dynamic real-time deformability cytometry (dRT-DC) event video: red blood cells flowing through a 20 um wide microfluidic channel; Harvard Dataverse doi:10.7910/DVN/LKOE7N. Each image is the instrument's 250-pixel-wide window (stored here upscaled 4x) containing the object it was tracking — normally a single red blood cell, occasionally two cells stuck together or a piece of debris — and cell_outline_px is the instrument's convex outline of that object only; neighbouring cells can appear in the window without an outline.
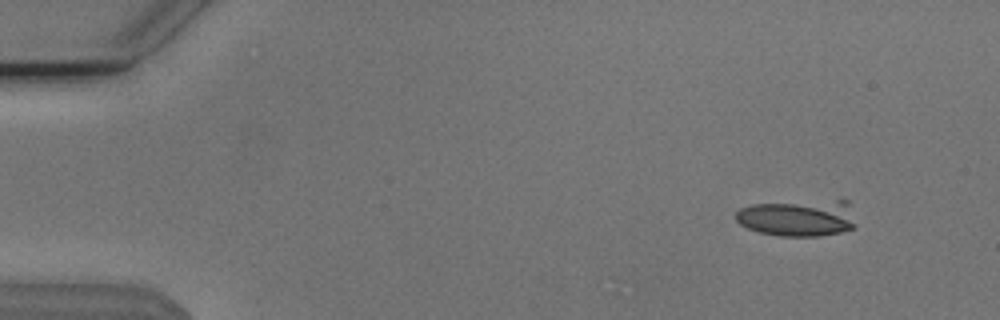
{"species": "Egyptian fruit bat (a non-hibernating species)", "species_latin": "Rousettus aegyptiacus", "temperature_condition": "cold", "stored_images_in_passage": 14, "camera_frame_rate_fps": 3000, "um_per_image_px": 0.085, "animal": {"sex": "male"}, "frame": {"image": 1, "passage_image": 6, "time_ms": 1.667, "image_size_px": [1000, 320], "cell_outline_px": [[856, 228], [840, 232], [820, 236], [780, 236], [760, 232], [748, 228], [740, 224], [736, 220], [736, 212], [740, 208], [752, 204], [836, 200], [848, 200], [856, 224]], "centroid_in_image_um": [67.86, 18.53], "position_along_channel_um": 17.1, "area_um2": 25.72}}